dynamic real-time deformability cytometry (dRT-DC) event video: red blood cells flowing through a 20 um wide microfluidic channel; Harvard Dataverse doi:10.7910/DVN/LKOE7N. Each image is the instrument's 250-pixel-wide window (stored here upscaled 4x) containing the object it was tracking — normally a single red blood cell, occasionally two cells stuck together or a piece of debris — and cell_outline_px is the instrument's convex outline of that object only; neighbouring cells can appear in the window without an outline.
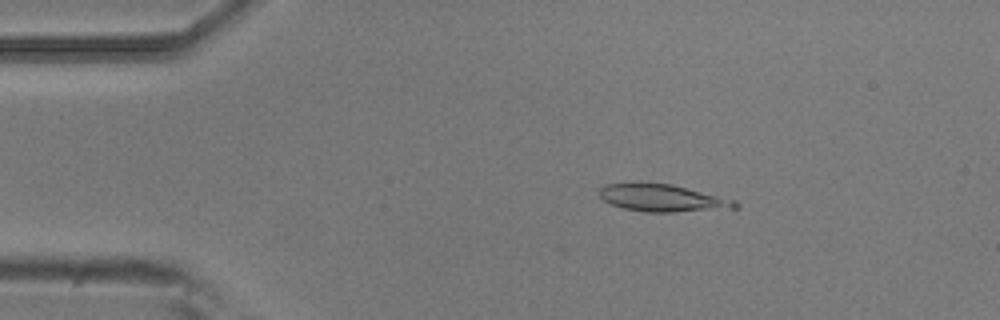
{"species": "common noctule bat (a hibernating species)", "species_latin": "Nyctalus noctula", "temperature_condition": "room temperature", "stored_images_in_passage": 5, "camera_frame_rate_fps": 3000, "um_per_image_px": 0.085, "animal": {"sex": "male", "body_mass_g": 20.5, "forearm_length_mm": 52.5}, "frame": {"image": 1, "passage_image": 3, "time_ms": 0.667, "image_size_px": [1000, 320], "cell_outline_px": [[740, 208], [672, 212], [648, 212], [624, 208], [612, 204], [604, 200], [600, 196], [600, 188], [604, 184], [672, 184], [736, 200], [740, 204]], "centroid_in_image_um": [56.39, 16.85], "position_along_channel_um": 28.6, "area_um2": 21.21}}